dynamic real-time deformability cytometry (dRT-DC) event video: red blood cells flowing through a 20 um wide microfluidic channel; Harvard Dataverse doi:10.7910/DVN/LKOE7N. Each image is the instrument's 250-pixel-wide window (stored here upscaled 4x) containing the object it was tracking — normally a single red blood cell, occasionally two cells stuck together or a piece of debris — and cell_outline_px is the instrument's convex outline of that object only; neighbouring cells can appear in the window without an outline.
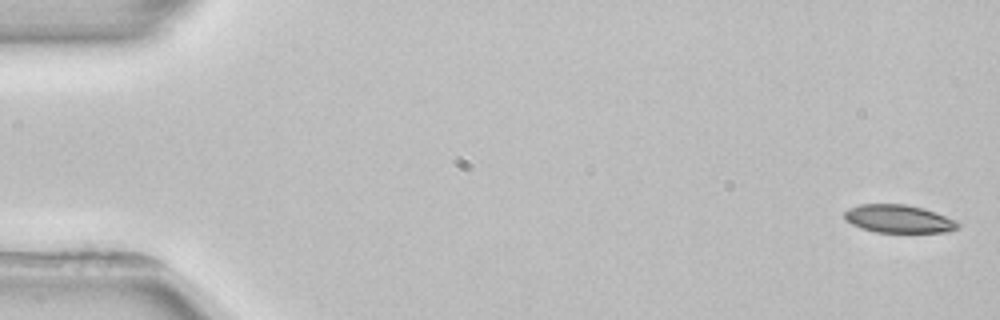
{"species": "common noctule bat (a hibernating species)", "species_latin": "Nyctalus noctula", "temperature_condition": "room temperature", "stored_images_in_passage": 4, "camera_frame_rate_fps": 3000, "um_per_image_px": 0.085, "animal": {"sex": "female", "body_mass_g": 22.7, "forearm_length_mm": 54.2}, "frame": {"image": 1, "passage_image": 1, "time_ms": 0.0, "image_size_px": [1000, 320], "cell_outline_px": [[960, 224], [956, 228], [948, 232], [876, 232], [860, 228], [844, 220], [844, 212], [848, 208], [860, 204], [904, 204], [924, 208], [936, 212], [956, 220]], "centroid_in_image_um": [76.36, 18.6], "position_along_channel_um": 8.6, "area_um2": 18.61}}
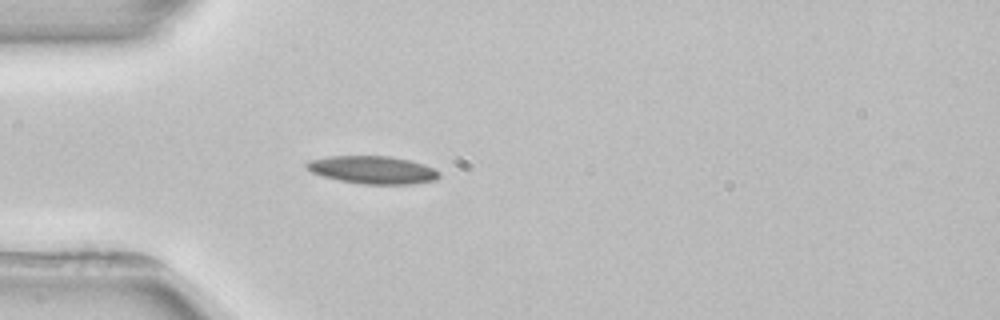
{"frame": {"image": 2, "passage_image": 4, "time_ms": 4.667, "image_size_px": [1000, 320], "cell_outline_px": [[440, 176], [436, 180], [412, 184], [360, 184], [340, 180], [324, 176], [312, 172], [304, 164], [308, 160], [328, 156], [388, 156], [408, 160], [424, 164], [440, 172]], "centroid_in_image_um": [31.68, 14.44], "position_along_channel_um": 53.3, "area_um2": 21.39}}